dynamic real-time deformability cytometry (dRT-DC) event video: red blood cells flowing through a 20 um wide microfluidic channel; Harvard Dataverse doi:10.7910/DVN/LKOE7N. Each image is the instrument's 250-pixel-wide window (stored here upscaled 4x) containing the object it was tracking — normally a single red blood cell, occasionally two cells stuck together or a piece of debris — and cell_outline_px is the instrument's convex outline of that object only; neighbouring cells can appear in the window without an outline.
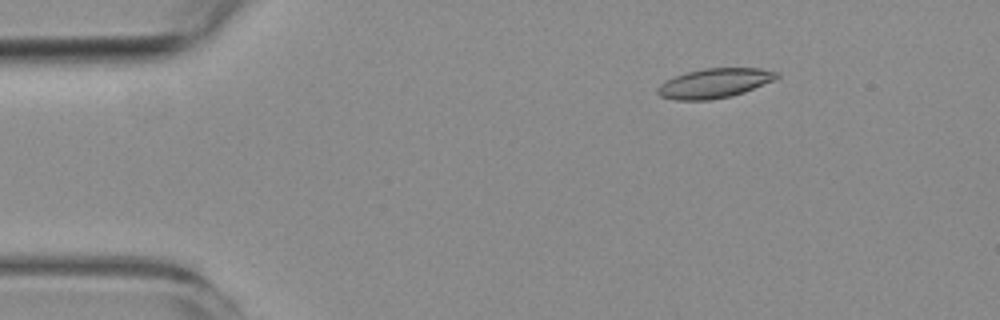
{"species": "common noctule bat (a hibernating species)", "species_latin": "Nyctalus noctula", "temperature_condition": "room temperature", "stored_images_in_passage": 5, "camera_frame_rate_fps": 3000, "um_per_image_px": 0.085, "animal": {"sex": "female", "body_mass_g": 19.3, "forearm_length_mm": 54.1}, "frame": {"image": 1, "passage_image": 3, "time_ms": 2.333, "image_size_px": [1000, 320], "cell_outline_px": [[780, 76], [776, 80], [744, 92], [732, 96], [708, 100], [676, 100], [660, 96], [656, 92], [656, 88], [664, 80], [688, 72], [704, 68], [760, 68], [780, 72]], "centroid_in_image_um": [60.75, 7.07], "position_along_channel_um": 24.2, "area_um2": 20.69}}